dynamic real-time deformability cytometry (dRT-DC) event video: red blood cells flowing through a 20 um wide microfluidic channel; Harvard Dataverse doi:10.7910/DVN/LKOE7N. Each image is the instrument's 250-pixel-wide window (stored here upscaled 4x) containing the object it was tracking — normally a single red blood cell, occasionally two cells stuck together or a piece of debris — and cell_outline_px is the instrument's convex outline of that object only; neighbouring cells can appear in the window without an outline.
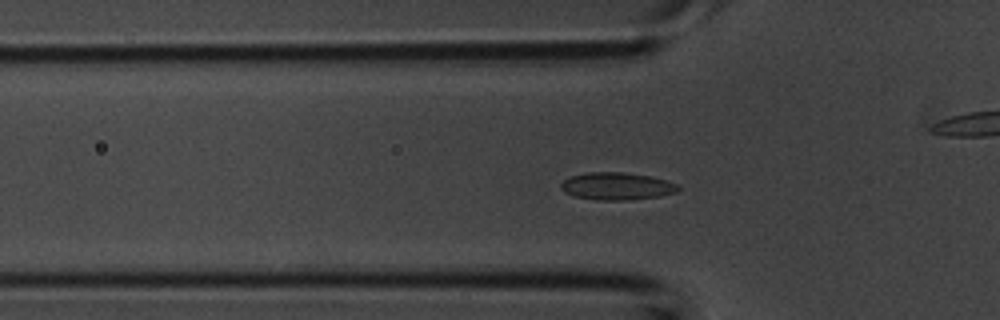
{"species": "common noctule bat (a hibernating species)", "species_latin": "Nyctalus noctula", "temperature_condition": "room temperature", "stored_images_in_passage": 32, "camera_frame_rate_fps": 3000, "um_per_image_px": 0.085, "animal": {"sex": "male", "body_mass_g": 20.1, "forearm_length_mm": 53.5}, "frame": {"image": 1, "passage_image": 2, "time_ms": 0.333, "image_size_px": [1000, 320], "cell_outline_px": [[680, 188], [676, 192], [660, 196], [628, 200], [596, 200], [572, 196], [564, 192], [560, 188], [560, 184], [564, 180], [572, 176], [584, 172], [620, 172], [652, 176], [668, 180], [676, 184]], "centroid_in_image_um": [52.41, 15.82], "position_along_channel_um": 73.4, "area_um2": 18.9}}
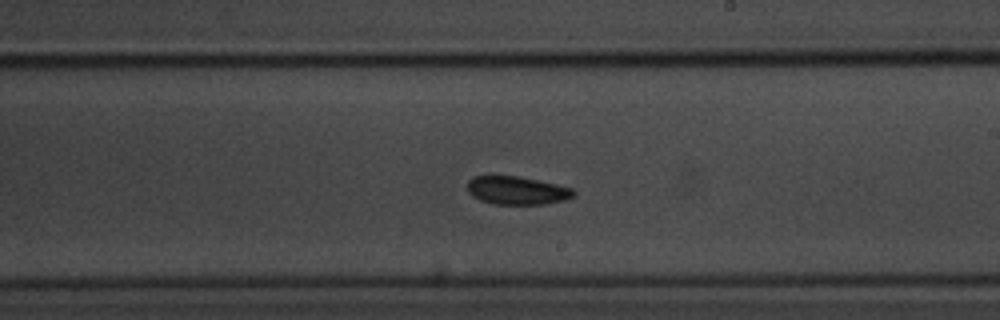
{"frame": {"image": 2, "passage_image": 13, "time_ms": 4.0, "image_size_px": [1000, 320], "cell_outline_px": [[576, 196], [564, 200], [544, 204], [492, 204], [480, 200], [472, 196], [468, 192], [468, 180], [472, 176], [516, 176], [556, 184], [572, 188], [576, 192]], "centroid_in_image_um": [43.94, 16.19], "position_along_channel_um": 245.1, "area_um2": 17.46}}
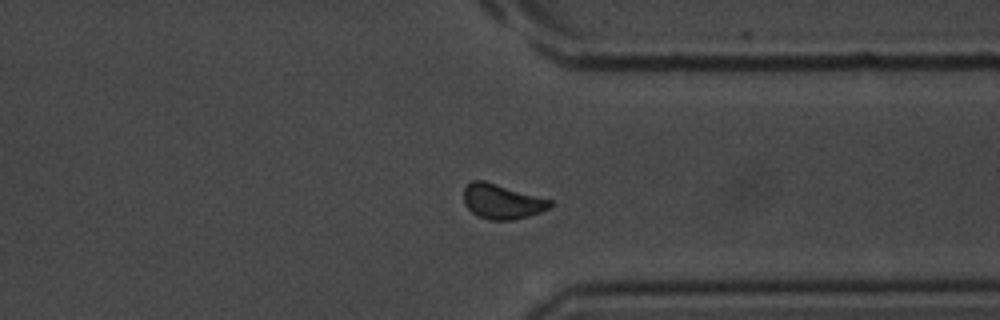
{"frame": {"image": 3, "passage_image": 21, "time_ms": 6.667, "image_size_px": [1000, 320], "cell_outline_px": [[556, 204], [552, 208], [528, 216], [512, 220], [488, 220], [476, 216], [464, 204], [464, 188], [472, 180], [484, 180], [552, 200]], "centroid_in_image_um": [42.69, 17.14], "position_along_channel_um": 368.7, "area_um2": 17.74}}